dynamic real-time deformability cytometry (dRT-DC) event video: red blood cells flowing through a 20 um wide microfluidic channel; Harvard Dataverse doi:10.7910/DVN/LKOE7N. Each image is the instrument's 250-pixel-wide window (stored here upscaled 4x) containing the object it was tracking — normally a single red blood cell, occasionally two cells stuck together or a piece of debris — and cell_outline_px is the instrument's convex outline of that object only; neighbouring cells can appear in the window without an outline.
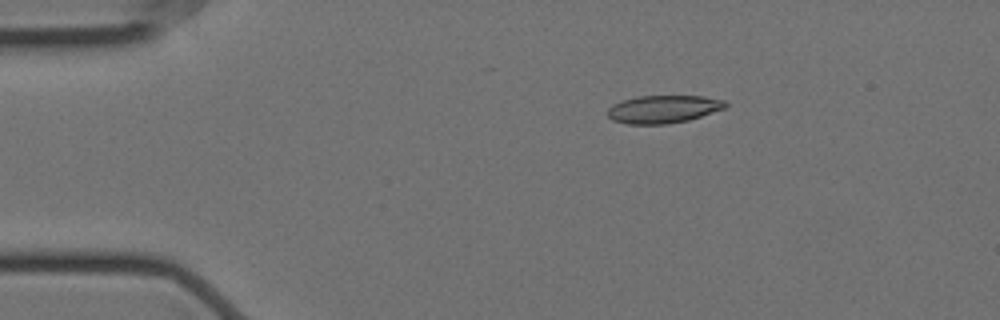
{"species": "Egyptian fruit bat (a non-hibernating species)", "species_latin": "Rousettus aegyptiacus", "temperature_condition": "cold", "stored_images_in_passage": 49, "camera_frame_rate_fps": 3000, "um_per_image_px": 0.085, "animal": {"sex": "female"}, "frame": {"image": 1, "passage_image": 2, "time_ms": 0.333, "image_size_px": [1000, 320], "cell_outline_px": [[728, 104], [724, 108], [688, 120], [668, 124], [628, 124], [612, 120], [608, 116], [608, 108], [612, 104], [636, 96], [704, 96], [724, 100]], "centroid_in_image_um": [56.36, 9.27], "position_along_channel_um": 28.6, "area_um2": 19.02}}
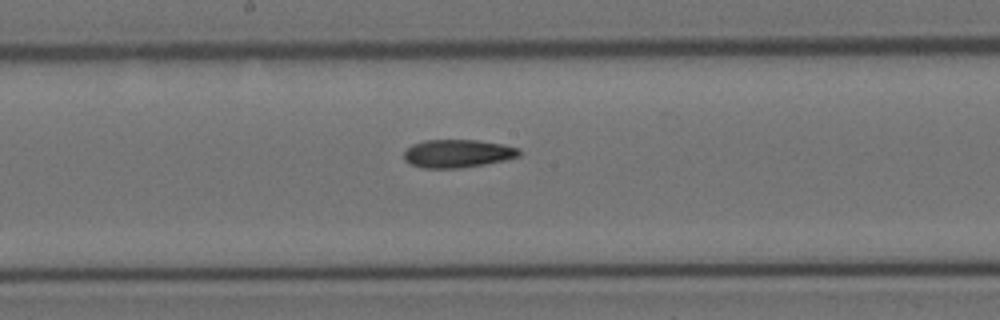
{"frame": {"image": 2, "passage_image": 22, "time_ms": 7.0, "image_size_px": [1000, 320], "cell_outline_px": [[520, 156], [504, 160], [484, 164], [460, 168], [424, 168], [412, 164], [404, 160], [404, 152], [412, 144], [424, 140], [476, 140], [504, 144], [520, 148]], "centroid_in_image_um": [38.91, 13.04], "position_along_channel_um": 209.3, "area_um2": 18.84}}
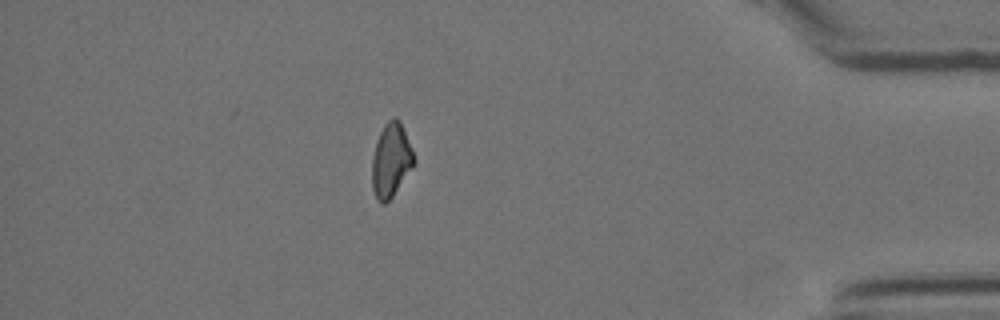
{"frame": {"image": 3, "passage_image": 42, "time_ms": 13.667, "image_size_px": [1000, 320], "cell_outline_px": [[416, 160], [392, 196], [384, 204], [380, 204], [376, 200], [372, 188], [372, 156], [376, 140], [384, 124], [392, 116], [396, 116], [400, 120]], "centroid_in_image_um": [33.2, 13.59], "position_along_channel_um": 402.0, "area_um2": 17.98}, "authors_computed_cell_mechanics": {"area_um2": 18.8428, "velocity_mm_per_s": 3.5245, "shape_relaxation_time_tau1_ms": null, "shape_relaxation_time_tau2_ms": 9.6873, "deformation_change_tau1": null, "deformation_change_tau2": 0.1871}}